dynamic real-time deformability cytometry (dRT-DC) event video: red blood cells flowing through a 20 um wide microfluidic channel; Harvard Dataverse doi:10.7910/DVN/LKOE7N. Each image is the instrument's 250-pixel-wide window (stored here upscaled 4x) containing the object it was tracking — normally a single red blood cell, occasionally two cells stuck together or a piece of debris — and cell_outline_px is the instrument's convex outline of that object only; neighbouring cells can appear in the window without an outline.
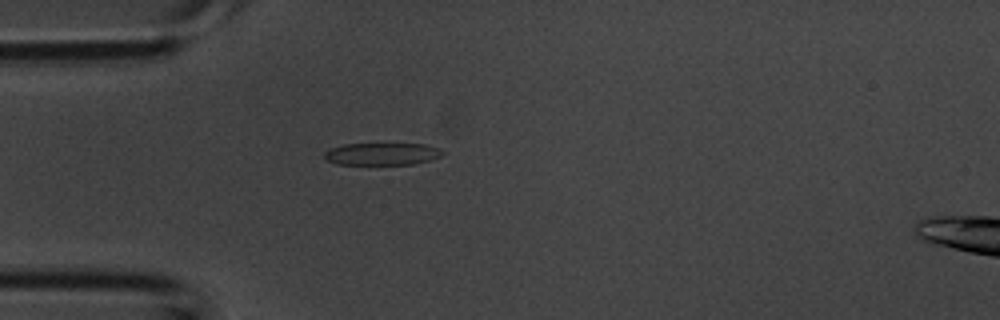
{"species": "common noctule bat (a hibernating species)", "species_latin": "Nyctalus noctula", "temperature_condition": "room temperature", "stored_images_in_passage": 1, "camera_frame_rate_fps": 3000, "um_per_image_px": 0.085, "animal": {"sex": "male", "body_mass_g": 20.1, "forearm_length_mm": 53.5}, "frame": {"image": 1, "passage_image": 1, "time_ms": 0.0, "image_size_px": [1000, 320], "cell_outline_px": [[444, 152], [440, 156], [428, 160], [412, 164], [336, 164], [324, 160], [324, 152], [332, 148], [344, 144], [424, 144], [440, 148]], "centroid_in_image_um": [32.44, 13.08], "position_along_channel_um": 52.6, "area_um2": 15.2}}